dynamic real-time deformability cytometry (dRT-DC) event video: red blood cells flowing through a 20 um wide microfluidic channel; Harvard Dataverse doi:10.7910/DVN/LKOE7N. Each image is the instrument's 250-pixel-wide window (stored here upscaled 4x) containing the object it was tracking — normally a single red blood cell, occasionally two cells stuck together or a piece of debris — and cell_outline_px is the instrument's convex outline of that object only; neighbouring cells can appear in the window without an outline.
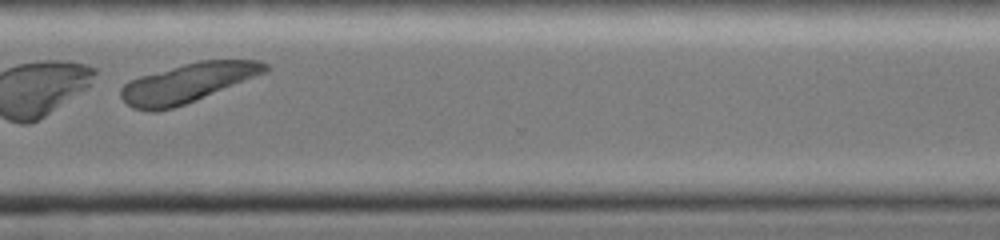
{"species": "common noctule bat (a hibernating species)", "species_latin": "Nyctalus noctula", "temperature_condition": "cold", "stored_images_in_passage": 31, "camera_frame_rate_fps": 3000, "um_per_image_px": 0.085, "animal": {"sex": "female", "body_mass_g": 19.0, "forearm_length_mm": 51.5}, "frame": {"image": 1, "passage_image": 27, "time_ms": 8.667, "image_size_px": [1000, 240], "cell_outline_px": [[268, 68], [264, 72], [196, 100], [172, 108], [156, 112], [148, 112], [132, 108], [120, 96], [120, 88], [128, 80], [140, 76], [184, 64], [200, 60], [260, 60], [268, 64]], "centroid_in_image_um": [15.87, 7.06], "position_along_channel_um": 354.7, "area_um2": 32.43}}